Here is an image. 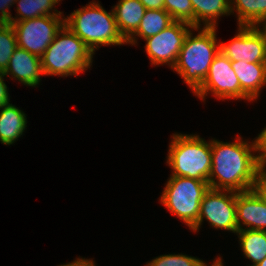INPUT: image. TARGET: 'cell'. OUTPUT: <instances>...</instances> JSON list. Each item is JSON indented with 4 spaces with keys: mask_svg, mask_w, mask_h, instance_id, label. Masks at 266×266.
I'll return each mask as SVG.
<instances>
[{
    "mask_svg": "<svg viewBox=\"0 0 266 266\" xmlns=\"http://www.w3.org/2000/svg\"><path fill=\"white\" fill-rule=\"evenodd\" d=\"M145 11L139 0H120L113 8L118 30L125 40L137 30Z\"/></svg>",
    "mask_w": 266,
    "mask_h": 266,
    "instance_id": "obj_15",
    "label": "cell"
},
{
    "mask_svg": "<svg viewBox=\"0 0 266 266\" xmlns=\"http://www.w3.org/2000/svg\"><path fill=\"white\" fill-rule=\"evenodd\" d=\"M6 76L2 71H0V107L10 104L9 103V93L7 90V85L3 81V77Z\"/></svg>",
    "mask_w": 266,
    "mask_h": 266,
    "instance_id": "obj_27",
    "label": "cell"
},
{
    "mask_svg": "<svg viewBox=\"0 0 266 266\" xmlns=\"http://www.w3.org/2000/svg\"><path fill=\"white\" fill-rule=\"evenodd\" d=\"M231 65L240 82L241 99H256L261 88L266 85V63L239 60L231 61Z\"/></svg>",
    "mask_w": 266,
    "mask_h": 266,
    "instance_id": "obj_14",
    "label": "cell"
},
{
    "mask_svg": "<svg viewBox=\"0 0 266 266\" xmlns=\"http://www.w3.org/2000/svg\"><path fill=\"white\" fill-rule=\"evenodd\" d=\"M93 55L87 45L64 24L40 57L43 74L78 75L90 68Z\"/></svg>",
    "mask_w": 266,
    "mask_h": 266,
    "instance_id": "obj_4",
    "label": "cell"
},
{
    "mask_svg": "<svg viewBox=\"0 0 266 266\" xmlns=\"http://www.w3.org/2000/svg\"><path fill=\"white\" fill-rule=\"evenodd\" d=\"M257 147H258V163L260 169H265L266 165V128L257 137Z\"/></svg>",
    "mask_w": 266,
    "mask_h": 266,
    "instance_id": "obj_25",
    "label": "cell"
},
{
    "mask_svg": "<svg viewBox=\"0 0 266 266\" xmlns=\"http://www.w3.org/2000/svg\"><path fill=\"white\" fill-rule=\"evenodd\" d=\"M59 1L60 0H16V3L18 2L17 13L21 17H11L8 23L20 22L42 16H61L62 13L56 9L52 13L50 11Z\"/></svg>",
    "mask_w": 266,
    "mask_h": 266,
    "instance_id": "obj_21",
    "label": "cell"
},
{
    "mask_svg": "<svg viewBox=\"0 0 266 266\" xmlns=\"http://www.w3.org/2000/svg\"><path fill=\"white\" fill-rule=\"evenodd\" d=\"M0 142L11 145L24 132L27 124L25 113L12 104L0 107Z\"/></svg>",
    "mask_w": 266,
    "mask_h": 266,
    "instance_id": "obj_16",
    "label": "cell"
},
{
    "mask_svg": "<svg viewBox=\"0 0 266 266\" xmlns=\"http://www.w3.org/2000/svg\"><path fill=\"white\" fill-rule=\"evenodd\" d=\"M3 73L6 76L10 74L24 85L32 87L37 86L41 80L40 76L44 75L40 57L19 47L14 50Z\"/></svg>",
    "mask_w": 266,
    "mask_h": 266,
    "instance_id": "obj_13",
    "label": "cell"
},
{
    "mask_svg": "<svg viewBox=\"0 0 266 266\" xmlns=\"http://www.w3.org/2000/svg\"><path fill=\"white\" fill-rule=\"evenodd\" d=\"M208 189L207 181L171 176L160 201L191 229L197 223L201 201Z\"/></svg>",
    "mask_w": 266,
    "mask_h": 266,
    "instance_id": "obj_6",
    "label": "cell"
},
{
    "mask_svg": "<svg viewBox=\"0 0 266 266\" xmlns=\"http://www.w3.org/2000/svg\"><path fill=\"white\" fill-rule=\"evenodd\" d=\"M62 16H42L11 23L17 38V47L41 57L65 24Z\"/></svg>",
    "mask_w": 266,
    "mask_h": 266,
    "instance_id": "obj_7",
    "label": "cell"
},
{
    "mask_svg": "<svg viewBox=\"0 0 266 266\" xmlns=\"http://www.w3.org/2000/svg\"><path fill=\"white\" fill-rule=\"evenodd\" d=\"M237 235L244 255L253 262L251 266H256L266 258V231L243 228Z\"/></svg>",
    "mask_w": 266,
    "mask_h": 266,
    "instance_id": "obj_19",
    "label": "cell"
},
{
    "mask_svg": "<svg viewBox=\"0 0 266 266\" xmlns=\"http://www.w3.org/2000/svg\"><path fill=\"white\" fill-rule=\"evenodd\" d=\"M209 91L220 99L241 98L239 79L232 69L231 61L222 52L216 55L210 65L207 77L194 94L205 99Z\"/></svg>",
    "mask_w": 266,
    "mask_h": 266,
    "instance_id": "obj_10",
    "label": "cell"
},
{
    "mask_svg": "<svg viewBox=\"0 0 266 266\" xmlns=\"http://www.w3.org/2000/svg\"><path fill=\"white\" fill-rule=\"evenodd\" d=\"M146 9L157 10L163 9L164 10V0H139Z\"/></svg>",
    "mask_w": 266,
    "mask_h": 266,
    "instance_id": "obj_29",
    "label": "cell"
},
{
    "mask_svg": "<svg viewBox=\"0 0 266 266\" xmlns=\"http://www.w3.org/2000/svg\"><path fill=\"white\" fill-rule=\"evenodd\" d=\"M230 9H236L239 26H256L266 17V0H230Z\"/></svg>",
    "mask_w": 266,
    "mask_h": 266,
    "instance_id": "obj_20",
    "label": "cell"
},
{
    "mask_svg": "<svg viewBox=\"0 0 266 266\" xmlns=\"http://www.w3.org/2000/svg\"><path fill=\"white\" fill-rule=\"evenodd\" d=\"M16 0H0V20L1 22H9L11 19V14L8 12L10 5L16 3Z\"/></svg>",
    "mask_w": 266,
    "mask_h": 266,
    "instance_id": "obj_28",
    "label": "cell"
},
{
    "mask_svg": "<svg viewBox=\"0 0 266 266\" xmlns=\"http://www.w3.org/2000/svg\"><path fill=\"white\" fill-rule=\"evenodd\" d=\"M212 266H223L222 259L220 257L216 258V260L213 262Z\"/></svg>",
    "mask_w": 266,
    "mask_h": 266,
    "instance_id": "obj_32",
    "label": "cell"
},
{
    "mask_svg": "<svg viewBox=\"0 0 266 266\" xmlns=\"http://www.w3.org/2000/svg\"><path fill=\"white\" fill-rule=\"evenodd\" d=\"M164 10L174 21H182L194 27V9L190 0H164Z\"/></svg>",
    "mask_w": 266,
    "mask_h": 266,
    "instance_id": "obj_23",
    "label": "cell"
},
{
    "mask_svg": "<svg viewBox=\"0 0 266 266\" xmlns=\"http://www.w3.org/2000/svg\"><path fill=\"white\" fill-rule=\"evenodd\" d=\"M169 146L167 163L171 176L207 181L212 168L211 141L207 143L199 135L174 134Z\"/></svg>",
    "mask_w": 266,
    "mask_h": 266,
    "instance_id": "obj_5",
    "label": "cell"
},
{
    "mask_svg": "<svg viewBox=\"0 0 266 266\" xmlns=\"http://www.w3.org/2000/svg\"><path fill=\"white\" fill-rule=\"evenodd\" d=\"M262 23L265 25V26H263V28H261V29H263V30H261L260 28H258V29H259V31L262 33V35L264 36V39H265V42H266V17H265L264 19H262V20L256 25V27H258V26L261 25Z\"/></svg>",
    "mask_w": 266,
    "mask_h": 266,
    "instance_id": "obj_31",
    "label": "cell"
},
{
    "mask_svg": "<svg viewBox=\"0 0 266 266\" xmlns=\"http://www.w3.org/2000/svg\"><path fill=\"white\" fill-rule=\"evenodd\" d=\"M239 33L228 43H220L222 52L230 61L266 63V42L256 26H239Z\"/></svg>",
    "mask_w": 266,
    "mask_h": 266,
    "instance_id": "obj_11",
    "label": "cell"
},
{
    "mask_svg": "<svg viewBox=\"0 0 266 266\" xmlns=\"http://www.w3.org/2000/svg\"><path fill=\"white\" fill-rule=\"evenodd\" d=\"M256 266H266V258L260 263H258Z\"/></svg>",
    "mask_w": 266,
    "mask_h": 266,
    "instance_id": "obj_33",
    "label": "cell"
},
{
    "mask_svg": "<svg viewBox=\"0 0 266 266\" xmlns=\"http://www.w3.org/2000/svg\"><path fill=\"white\" fill-rule=\"evenodd\" d=\"M191 24L182 21H173L167 28L146 40V52L154 65L166 64L174 67L180 54Z\"/></svg>",
    "mask_w": 266,
    "mask_h": 266,
    "instance_id": "obj_9",
    "label": "cell"
},
{
    "mask_svg": "<svg viewBox=\"0 0 266 266\" xmlns=\"http://www.w3.org/2000/svg\"><path fill=\"white\" fill-rule=\"evenodd\" d=\"M204 217L216 229L237 233L236 192L209 188L202 198L197 223L191 228L193 231L199 230Z\"/></svg>",
    "mask_w": 266,
    "mask_h": 266,
    "instance_id": "obj_8",
    "label": "cell"
},
{
    "mask_svg": "<svg viewBox=\"0 0 266 266\" xmlns=\"http://www.w3.org/2000/svg\"><path fill=\"white\" fill-rule=\"evenodd\" d=\"M246 229L266 231V201L254 188L236 192V221L238 231Z\"/></svg>",
    "mask_w": 266,
    "mask_h": 266,
    "instance_id": "obj_12",
    "label": "cell"
},
{
    "mask_svg": "<svg viewBox=\"0 0 266 266\" xmlns=\"http://www.w3.org/2000/svg\"><path fill=\"white\" fill-rule=\"evenodd\" d=\"M146 266H206V263L192 256L169 254L153 259Z\"/></svg>",
    "mask_w": 266,
    "mask_h": 266,
    "instance_id": "obj_24",
    "label": "cell"
},
{
    "mask_svg": "<svg viewBox=\"0 0 266 266\" xmlns=\"http://www.w3.org/2000/svg\"><path fill=\"white\" fill-rule=\"evenodd\" d=\"M60 266H95L94 262L87 259L78 258L72 263H68Z\"/></svg>",
    "mask_w": 266,
    "mask_h": 266,
    "instance_id": "obj_30",
    "label": "cell"
},
{
    "mask_svg": "<svg viewBox=\"0 0 266 266\" xmlns=\"http://www.w3.org/2000/svg\"><path fill=\"white\" fill-rule=\"evenodd\" d=\"M65 25L93 52L98 45H122L127 43L120 34L114 12H107L97 2L77 9L65 18Z\"/></svg>",
    "mask_w": 266,
    "mask_h": 266,
    "instance_id": "obj_3",
    "label": "cell"
},
{
    "mask_svg": "<svg viewBox=\"0 0 266 266\" xmlns=\"http://www.w3.org/2000/svg\"><path fill=\"white\" fill-rule=\"evenodd\" d=\"M194 9V27H215L219 16L230 15V0H190Z\"/></svg>",
    "mask_w": 266,
    "mask_h": 266,
    "instance_id": "obj_17",
    "label": "cell"
},
{
    "mask_svg": "<svg viewBox=\"0 0 266 266\" xmlns=\"http://www.w3.org/2000/svg\"><path fill=\"white\" fill-rule=\"evenodd\" d=\"M190 30L174 69L195 92L208 75L210 65L220 52L215 27H204L196 36Z\"/></svg>",
    "mask_w": 266,
    "mask_h": 266,
    "instance_id": "obj_2",
    "label": "cell"
},
{
    "mask_svg": "<svg viewBox=\"0 0 266 266\" xmlns=\"http://www.w3.org/2000/svg\"><path fill=\"white\" fill-rule=\"evenodd\" d=\"M255 189L266 201V170L265 169L259 170L257 181L255 184Z\"/></svg>",
    "mask_w": 266,
    "mask_h": 266,
    "instance_id": "obj_26",
    "label": "cell"
},
{
    "mask_svg": "<svg viewBox=\"0 0 266 266\" xmlns=\"http://www.w3.org/2000/svg\"><path fill=\"white\" fill-rule=\"evenodd\" d=\"M17 48V38L11 23L0 24V71L4 72L9 60Z\"/></svg>",
    "mask_w": 266,
    "mask_h": 266,
    "instance_id": "obj_22",
    "label": "cell"
},
{
    "mask_svg": "<svg viewBox=\"0 0 266 266\" xmlns=\"http://www.w3.org/2000/svg\"><path fill=\"white\" fill-rule=\"evenodd\" d=\"M236 140L233 143L214 139L211 141L212 168L208 179L209 188L235 192L255 188L260 168L258 155L254 156L252 151H258L257 140L250 145L248 141H242L241 137Z\"/></svg>",
    "mask_w": 266,
    "mask_h": 266,
    "instance_id": "obj_1",
    "label": "cell"
},
{
    "mask_svg": "<svg viewBox=\"0 0 266 266\" xmlns=\"http://www.w3.org/2000/svg\"><path fill=\"white\" fill-rule=\"evenodd\" d=\"M173 21L174 20L170 14L163 9H146L137 30L126 40V42L132 45L137 43L135 39L136 37H133L135 35L144 38V40L152 37L167 28Z\"/></svg>",
    "mask_w": 266,
    "mask_h": 266,
    "instance_id": "obj_18",
    "label": "cell"
}]
</instances>
